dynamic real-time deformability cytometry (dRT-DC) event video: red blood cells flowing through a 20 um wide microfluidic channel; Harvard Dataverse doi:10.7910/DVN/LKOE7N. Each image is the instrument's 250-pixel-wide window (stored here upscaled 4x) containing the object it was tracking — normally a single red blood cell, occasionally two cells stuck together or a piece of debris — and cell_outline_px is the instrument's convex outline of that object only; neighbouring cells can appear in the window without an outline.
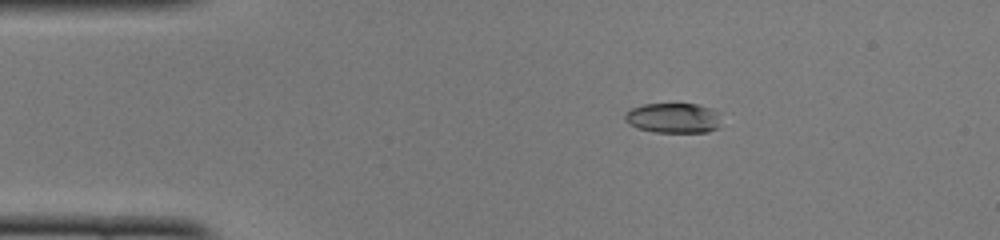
{"species": "common noctule bat (a hibernating species)", "species_latin": "Nyctalus noctula", "temperature_condition": "cold", "stored_images_in_passage": 43, "camera_frame_rate_fps": 3000, "um_per_image_px": 0.085, "animal": {"sex": "female", "body_mass_g": 22.0, "forearm_length_mm": 56.7}, "frame": {"image": 1, "passage_image": 3, "time_ms": 0.667, "image_size_px": [1000, 240], "cell_outline_px": [[720, 128], [708, 132], [652, 132], [636, 128], [628, 124], [624, 120], [624, 112], [632, 108], [644, 104], [696, 104], [720, 112]], "centroid_in_image_um": [57.22, 10.04], "position_along_channel_um": 27.8, "area_um2": 17.17}}
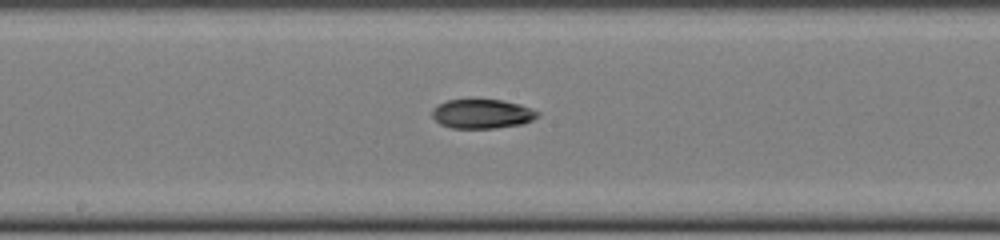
{"frame": {"image": 2, "passage_image": 20, "time_ms": 6.333, "image_size_px": [1000, 240], "cell_outline_px": [[540, 116], [532, 120], [520, 124], [496, 128], [452, 128], [440, 124], [432, 116], [432, 108], [436, 104], [448, 100], [504, 100], [520, 104], [532, 108], [540, 112]], "centroid_in_image_um": [40.99, 9.67], "position_along_channel_um": 207.2, "area_um2": 18.09}}
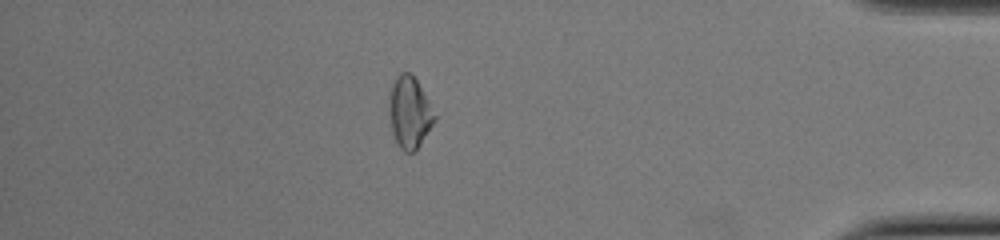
{"frame": {"image": 3, "passage_image": 37, "time_ms": 12.0, "image_size_px": [1000, 240], "cell_outline_px": [[436, 120], [416, 148], [412, 152], [404, 152], [400, 148], [392, 132], [388, 116], [388, 108], [392, 84], [396, 76], [400, 72], [408, 72], [416, 80], [436, 116]], "centroid_in_image_um": [34.77, 9.55], "position_along_channel_um": 400.4, "area_um2": 18.55}, "authors_computed_cell_mechanics": {"area_um2": 18.3804, "velocity_mm_per_s": 4.1084, "shape_relaxation_time_tau1_ms": null, "shape_relaxation_time_tau2_ms": 2.6029, "deformation_change_tau1": null, "deformation_change_tau2": 0.0548}}